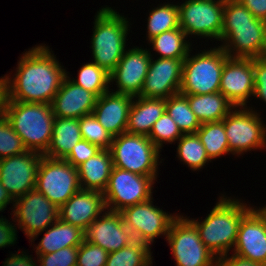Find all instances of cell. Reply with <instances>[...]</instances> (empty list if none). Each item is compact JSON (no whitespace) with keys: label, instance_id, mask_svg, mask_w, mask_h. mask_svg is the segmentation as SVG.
<instances>
[{"label":"cell","instance_id":"cell-1","mask_svg":"<svg viewBox=\"0 0 266 266\" xmlns=\"http://www.w3.org/2000/svg\"><path fill=\"white\" fill-rule=\"evenodd\" d=\"M9 80V101L51 104L67 70L45 43L22 53Z\"/></svg>","mask_w":266,"mask_h":266},{"label":"cell","instance_id":"cell-2","mask_svg":"<svg viewBox=\"0 0 266 266\" xmlns=\"http://www.w3.org/2000/svg\"><path fill=\"white\" fill-rule=\"evenodd\" d=\"M220 41L228 57L263 58L266 21L255 18L239 0L226 1Z\"/></svg>","mask_w":266,"mask_h":266},{"label":"cell","instance_id":"cell-3","mask_svg":"<svg viewBox=\"0 0 266 266\" xmlns=\"http://www.w3.org/2000/svg\"><path fill=\"white\" fill-rule=\"evenodd\" d=\"M225 194V195H224ZM228 197L221 193L217 203L202 221L196 218H187L197 228L204 245L216 257L229 254L233 251L237 241L238 229L242 218L253 208L252 204L243 202L235 196ZM252 205V206H251ZM231 250V252H229Z\"/></svg>","mask_w":266,"mask_h":266},{"label":"cell","instance_id":"cell-4","mask_svg":"<svg viewBox=\"0 0 266 266\" xmlns=\"http://www.w3.org/2000/svg\"><path fill=\"white\" fill-rule=\"evenodd\" d=\"M128 16L107 5L94 18L91 40L92 62L111 73L123 57L132 25ZM130 23V24H129Z\"/></svg>","mask_w":266,"mask_h":266},{"label":"cell","instance_id":"cell-5","mask_svg":"<svg viewBox=\"0 0 266 266\" xmlns=\"http://www.w3.org/2000/svg\"><path fill=\"white\" fill-rule=\"evenodd\" d=\"M5 118L27 150L40 154L47 151L55 119L51 104L9 101Z\"/></svg>","mask_w":266,"mask_h":266},{"label":"cell","instance_id":"cell-6","mask_svg":"<svg viewBox=\"0 0 266 266\" xmlns=\"http://www.w3.org/2000/svg\"><path fill=\"white\" fill-rule=\"evenodd\" d=\"M193 49L183 61L179 93L202 95L219 92L221 73L228 55L219 45L200 50L195 55Z\"/></svg>","mask_w":266,"mask_h":266},{"label":"cell","instance_id":"cell-7","mask_svg":"<svg viewBox=\"0 0 266 266\" xmlns=\"http://www.w3.org/2000/svg\"><path fill=\"white\" fill-rule=\"evenodd\" d=\"M110 152L113 167L153 177L157 182L158 166L162 160L164 162V158H160L162 151L154 145L148 136L121 133L112 138Z\"/></svg>","mask_w":266,"mask_h":266},{"label":"cell","instance_id":"cell-8","mask_svg":"<svg viewBox=\"0 0 266 266\" xmlns=\"http://www.w3.org/2000/svg\"><path fill=\"white\" fill-rule=\"evenodd\" d=\"M260 113L252 105L239 106L222 120L232 155L266 149V125Z\"/></svg>","mask_w":266,"mask_h":266},{"label":"cell","instance_id":"cell-9","mask_svg":"<svg viewBox=\"0 0 266 266\" xmlns=\"http://www.w3.org/2000/svg\"><path fill=\"white\" fill-rule=\"evenodd\" d=\"M166 241L176 266H215L214 255L202 242L187 215H179L171 224Z\"/></svg>","mask_w":266,"mask_h":266},{"label":"cell","instance_id":"cell-10","mask_svg":"<svg viewBox=\"0 0 266 266\" xmlns=\"http://www.w3.org/2000/svg\"><path fill=\"white\" fill-rule=\"evenodd\" d=\"M178 2L179 25L192 38L221 40L224 2L221 0H182ZM194 36V37H193Z\"/></svg>","mask_w":266,"mask_h":266},{"label":"cell","instance_id":"cell-11","mask_svg":"<svg viewBox=\"0 0 266 266\" xmlns=\"http://www.w3.org/2000/svg\"><path fill=\"white\" fill-rule=\"evenodd\" d=\"M12 207V221L33 244L47 227L59 219V208L36 189L16 198Z\"/></svg>","mask_w":266,"mask_h":266},{"label":"cell","instance_id":"cell-12","mask_svg":"<svg viewBox=\"0 0 266 266\" xmlns=\"http://www.w3.org/2000/svg\"><path fill=\"white\" fill-rule=\"evenodd\" d=\"M119 213L134 240L150 247L156 238L163 236L166 239L172 222L180 215L166 212L154 205L153 197L146 202L128 206Z\"/></svg>","mask_w":266,"mask_h":266},{"label":"cell","instance_id":"cell-13","mask_svg":"<svg viewBox=\"0 0 266 266\" xmlns=\"http://www.w3.org/2000/svg\"><path fill=\"white\" fill-rule=\"evenodd\" d=\"M35 189L60 208L81 189L77 168L64 159L42 156Z\"/></svg>","mask_w":266,"mask_h":266},{"label":"cell","instance_id":"cell-14","mask_svg":"<svg viewBox=\"0 0 266 266\" xmlns=\"http://www.w3.org/2000/svg\"><path fill=\"white\" fill-rule=\"evenodd\" d=\"M155 181L153 177L113 167L108 186L103 192L106 209L120 212L128 206L150 200Z\"/></svg>","mask_w":266,"mask_h":266},{"label":"cell","instance_id":"cell-15","mask_svg":"<svg viewBox=\"0 0 266 266\" xmlns=\"http://www.w3.org/2000/svg\"><path fill=\"white\" fill-rule=\"evenodd\" d=\"M42 156L43 154L27 150L0 159V183L14 200L35 189Z\"/></svg>","mask_w":266,"mask_h":266},{"label":"cell","instance_id":"cell-16","mask_svg":"<svg viewBox=\"0 0 266 266\" xmlns=\"http://www.w3.org/2000/svg\"><path fill=\"white\" fill-rule=\"evenodd\" d=\"M149 49L134 46L125 50L116 68L110 73V85L115 84L112 92L139 96L148 73L151 60Z\"/></svg>","mask_w":266,"mask_h":266},{"label":"cell","instance_id":"cell-17","mask_svg":"<svg viewBox=\"0 0 266 266\" xmlns=\"http://www.w3.org/2000/svg\"><path fill=\"white\" fill-rule=\"evenodd\" d=\"M254 89L253 58L228 57L221 73L219 92L239 107L249 105Z\"/></svg>","mask_w":266,"mask_h":266},{"label":"cell","instance_id":"cell-18","mask_svg":"<svg viewBox=\"0 0 266 266\" xmlns=\"http://www.w3.org/2000/svg\"><path fill=\"white\" fill-rule=\"evenodd\" d=\"M184 60L151 57L148 73L139 96L167 99L178 94Z\"/></svg>","mask_w":266,"mask_h":266},{"label":"cell","instance_id":"cell-19","mask_svg":"<svg viewBox=\"0 0 266 266\" xmlns=\"http://www.w3.org/2000/svg\"><path fill=\"white\" fill-rule=\"evenodd\" d=\"M85 240L108 253L118 251L134 241L119 212L105 210L84 231Z\"/></svg>","mask_w":266,"mask_h":266},{"label":"cell","instance_id":"cell-20","mask_svg":"<svg viewBox=\"0 0 266 266\" xmlns=\"http://www.w3.org/2000/svg\"><path fill=\"white\" fill-rule=\"evenodd\" d=\"M232 253L266 265V221L254 207L240 222Z\"/></svg>","mask_w":266,"mask_h":266},{"label":"cell","instance_id":"cell-21","mask_svg":"<svg viewBox=\"0 0 266 266\" xmlns=\"http://www.w3.org/2000/svg\"><path fill=\"white\" fill-rule=\"evenodd\" d=\"M105 210L102 192L80 189L59 208V219L85 231Z\"/></svg>","mask_w":266,"mask_h":266},{"label":"cell","instance_id":"cell-22","mask_svg":"<svg viewBox=\"0 0 266 266\" xmlns=\"http://www.w3.org/2000/svg\"><path fill=\"white\" fill-rule=\"evenodd\" d=\"M96 100L94 93L77 86L66 76L51 106L55 117L79 119L93 113Z\"/></svg>","mask_w":266,"mask_h":266},{"label":"cell","instance_id":"cell-23","mask_svg":"<svg viewBox=\"0 0 266 266\" xmlns=\"http://www.w3.org/2000/svg\"><path fill=\"white\" fill-rule=\"evenodd\" d=\"M133 98L111 90L97 97L93 115L112 137L126 132Z\"/></svg>","mask_w":266,"mask_h":266},{"label":"cell","instance_id":"cell-24","mask_svg":"<svg viewBox=\"0 0 266 266\" xmlns=\"http://www.w3.org/2000/svg\"><path fill=\"white\" fill-rule=\"evenodd\" d=\"M165 110L166 99L134 97L129 111L126 132L148 136L154 123L163 115Z\"/></svg>","mask_w":266,"mask_h":266},{"label":"cell","instance_id":"cell-25","mask_svg":"<svg viewBox=\"0 0 266 266\" xmlns=\"http://www.w3.org/2000/svg\"><path fill=\"white\" fill-rule=\"evenodd\" d=\"M113 161L110 149H101L77 167L80 188L104 192L108 186Z\"/></svg>","mask_w":266,"mask_h":266},{"label":"cell","instance_id":"cell-26","mask_svg":"<svg viewBox=\"0 0 266 266\" xmlns=\"http://www.w3.org/2000/svg\"><path fill=\"white\" fill-rule=\"evenodd\" d=\"M44 231L37 245L31 243L36 255L53 253L67 247H78L85 239L84 231L80 227L67 224L60 219Z\"/></svg>","mask_w":266,"mask_h":266},{"label":"cell","instance_id":"cell-27","mask_svg":"<svg viewBox=\"0 0 266 266\" xmlns=\"http://www.w3.org/2000/svg\"><path fill=\"white\" fill-rule=\"evenodd\" d=\"M81 139L79 119L55 117L50 145L43 156L64 159Z\"/></svg>","mask_w":266,"mask_h":266},{"label":"cell","instance_id":"cell-28","mask_svg":"<svg viewBox=\"0 0 266 266\" xmlns=\"http://www.w3.org/2000/svg\"><path fill=\"white\" fill-rule=\"evenodd\" d=\"M184 96L201 124L220 122L235 107L221 92Z\"/></svg>","mask_w":266,"mask_h":266},{"label":"cell","instance_id":"cell-29","mask_svg":"<svg viewBox=\"0 0 266 266\" xmlns=\"http://www.w3.org/2000/svg\"><path fill=\"white\" fill-rule=\"evenodd\" d=\"M187 39L186 33L179 27L153 37L147 44L151 46L149 52L152 57L185 59L193 47L192 41ZM152 51H155V55Z\"/></svg>","mask_w":266,"mask_h":266},{"label":"cell","instance_id":"cell-30","mask_svg":"<svg viewBox=\"0 0 266 266\" xmlns=\"http://www.w3.org/2000/svg\"><path fill=\"white\" fill-rule=\"evenodd\" d=\"M173 3L168 1L162 4L161 2L148 11L146 40L149 41L163 32L180 27L178 2Z\"/></svg>","mask_w":266,"mask_h":266},{"label":"cell","instance_id":"cell-31","mask_svg":"<svg viewBox=\"0 0 266 266\" xmlns=\"http://www.w3.org/2000/svg\"><path fill=\"white\" fill-rule=\"evenodd\" d=\"M77 72L78 76L75 78L71 77L69 72H66L69 80L77 86L94 93L97 97L110 91V73L94 62L83 64Z\"/></svg>","mask_w":266,"mask_h":266},{"label":"cell","instance_id":"cell-32","mask_svg":"<svg viewBox=\"0 0 266 266\" xmlns=\"http://www.w3.org/2000/svg\"><path fill=\"white\" fill-rule=\"evenodd\" d=\"M196 134L203 144L206 154L211 161L226 154H232L229 150L224 123L210 122L201 124Z\"/></svg>","mask_w":266,"mask_h":266},{"label":"cell","instance_id":"cell-33","mask_svg":"<svg viewBox=\"0 0 266 266\" xmlns=\"http://www.w3.org/2000/svg\"><path fill=\"white\" fill-rule=\"evenodd\" d=\"M151 247L134 240L129 245L109 253L105 266H152Z\"/></svg>","mask_w":266,"mask_h":266},{"label":"cell","instance_id":"cell-34","mask_svg":"<svg viewBox=\"0 0 266 266\" xmlns=\"http://www.w3.org/2000/svg\"><path fill=\"white\" fill-rule=\"evenodd\" d=\"M176 143V156L178 160L187 165L191 171H200V169L205 168L204 166L211 162L196 133L183 134Z\"/></svg>","mask_w":266,"mask_h":266},{"label":"cell","instance_id":"cell-35","mask_svg":"<svg viewBox=\"0 0 266 266\" xmlns=\"http://www.w3.org/2000/svg\"><path fill=\"white\" fill-rule=\"evenodd\" d=\"M183 134H195L201 123L191 110L188 99L181 93L166 99V110Z\"/></svg>","mask_w":266,"mask_h":266},{"label":"cell","instance_id":"cell-36","mask_svg":"<svg viewBox=\"0 0 266 266\" xmlns=\"http://www.w3.org/2000/svg\"><path fill=\"white\" fill-rule=\"evenodd\" d=\"M178 125L165 111L163 115L154 123L148 138L154 143V145L160 150L165 145L163 144H174L182 137Z\"/></svg>","mask_w":266,"mask_h":266},{"label":"cell","instance_id":"cell-37","mask_svg":"<svg viewBox=\"0 0 266 266\" xmlns=\"http://www.w3.org/2000/svg\"><path fill=\"white\" fill-rule=\"evenodd\" d=\"M79 127L82 139L98 145L101 149H110L113 137L98 122L93 113L79 118Z\"/></svg>","mask_w":266,"mask_h":266},{"label":"cell","instance_id":"cell-38","mask_svg":"<svg viewBox=\"0 0 266 266\" xmlns=\"http://www.w3.org/2000/svg\"><path fill=\"white\" fill-rule=\"evenodd\" d=\"M20 136L4 117L0 118V159L26 152Z\"/></svg>","mask_w":266,"mask_h":266},{"label":"cell","instance_id":"cell-39","mask_svg":"<svg viewBox=\"0 0 266 266\" xmlns=\"http://www.w3.org/2000/svg\"><path fill=\"white\" fill-rule=\"evenodd\" d=\"M109 253L85 240L78 246L76 266H105Z\"/></svg>","mask_w":266,"mask_h":266},{"label":"cell","instance_id":"cell-40","mask_svg":"<svg viewBox=\"0 0 266 266\" xmlns=\"http://www.w3.org/2000/svg\"><path fill=\"white\" fill-rule=\"evenodd\" d=\"M78 247L62 248L49 254L36 255L38 266H76Z\"/></svg>","mask_w":266,"mask_h":266},{"label":"cell","instance_id":"cell-41","mask_svg":"<svg viewBox=\"0 0 266 266\" xmlns=\"http://www.w3.org/2000/svg\"><path fill=\"white\" fill-rule=\"evenodd\" d=\"M101 148L98 145L91 144L87 140L81 139L64 158L74 167H78L90 157L95 156Z\"/></svg>","mask_w":266,"mask_h":266},{"label":"cell","instance_id":"cell-42","mask_svg":"<svg viewBox=\"0 0 266 266\" xmlns=\"http://www.w3.org/2000/svg\"><path fill=\"white\" fill-rule=\"evenodd\" d=\"M253 73L255 89L252 98H257L266 104V59L253 58Z\"/></svg>","mask_w":266,"mask_h":266},{"label":"cell","instance_id":"cell-43","mask_svg":"<svg viewBox=\"0 0 266 266\" xmlns=\"http://www.w3.org/2000/svg\"><path fill=\"white\" fill-rule=\"evenodd\" d=\"M17 228L12 221L0 216V248L14 246L17 242Z\"/></svg>","mask_w":266,"mask_h":266},{"label":"cell","instance_id":"cell-44","mask_svg":"<svg viewBox=\"0 0 266 266\" xmlns=\"http://www.w3.org/2000/svg\"><path fill=\"white\" fill-rule=\"evenodd\" d=\"M19 250L16 253L9 254L10 256L3 262V266H38L37 260L32 255Z\"/></svg>","mask_w":266,"mask_h":266},{"label":"cell","instance_id":"cell-45","mask_svg":"<svg viewBox=\"0 0 266 266\" xmlns=\"http://www.w3.org/2000/svg\"><path fill=\"white\" fill-rule=\"evenodd\" d=\"M215 266H266L259 262H254L249 259L242 258L236 254H226L219 256L216 259Z\"/></svg>","mask_w":266,"mask_h":266},{"label":"cell","instance_id":"cell-46","mask_svg":"<svg viewBox=\"0 0 266 266\" xmlns=\"http://www.w3.org/2000/svg\"><path fill=\"white\" fill-rule=\"evenodd\" d=\"M255 18L266 20V0H239Z\"/></svg>","mask_w":266,"mask_h":266},{"label":"cell","instance_id":"cell-47","mask_svg":"<svg viewBox=\"0 0 266 266\" xmlns=\"http://www.w3.org/2000/svg\"><path fill=\"white\" fill-rule=\"evenodd\" d=\"M9 102V80L7 75L0 77V113H6Z\"/></svg>","mask_w":266,"mask_h":266},{"label":"cell","instance_id":"cell-48","mask_svg":"<svg viewBox=\"0 0 266 266\" xmlns=\"http://www.w3.org/2000/svg\"><path fill=\"white\" fill-rule=\"evenodd\" d=\"M14 199L10 196L7 190L0 183V213L7 210V205H14Z\"/></svg>","mask_w":266,"mask_h":266},{"label":"cell","instance_id":"cell-49","mask_svg":"<svg viewBox=\"0 0 266 266\" xmlns=\"http://www.w3.org/2000/svg\"><path fill=\"white\" fill-rule=\"evenodd\" d=\"M253 207L260 213V215L266 221V204H265V206H262V207H257V206H254V205H253Z\"/></svg>","mask_w":266,"mask_h":266},{"label":"cell","instance_id":"cell-50","mask_svg":"<svg viewBox=\"0 0 266 266\" xmlns=\"http://www.w3.org/2000/svg\"><path fill=\"white\" fill-rule=\"evenodd\" d=\"M4 116H5V114H4V113H0V118H1V117H4Z\"/></svg>","mask_w":266,"mask_h":266}]
</instances>
